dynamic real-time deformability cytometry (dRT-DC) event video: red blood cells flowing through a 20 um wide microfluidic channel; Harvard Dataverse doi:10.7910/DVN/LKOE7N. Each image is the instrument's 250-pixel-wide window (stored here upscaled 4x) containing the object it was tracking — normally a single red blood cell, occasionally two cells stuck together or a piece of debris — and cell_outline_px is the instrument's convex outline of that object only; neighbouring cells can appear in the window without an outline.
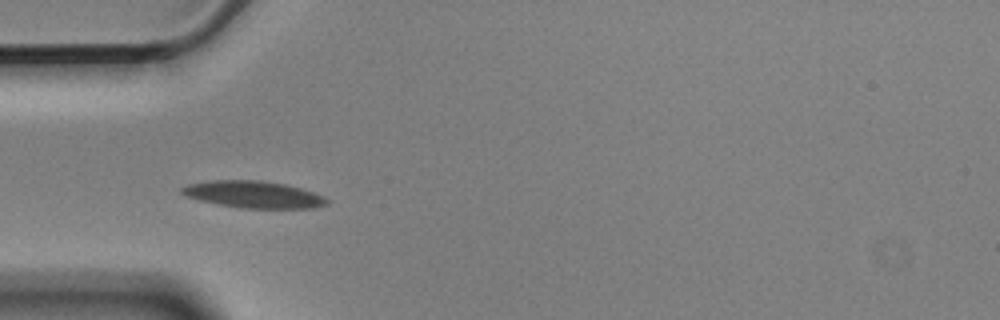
{"species": "Egyptian fruit bat (a non-hibernating species)", "species_latin": "Rousettus aegyptiacus", "temperature_condition": "cold", "stored_images_in_passage": 40, "camera_frame_rate_fps": 3000, "um_per_image_px": 0.085, "animal": {"sex": "male"}, "frame": {"image": 1, "passage_image": 1, "time_ms": 0.0, "image_size_px": [1000, 320], "cell_outline_px": [[328, 204], [312, 208], [240, 208], [200, 200], [188, 196], [180, 192], [180, 188], [188, 184], [216, 180], [260, 180], [284, 184], [300, 188], [324, 196], [328, 200]], "centroid_in_image_um": [21.56, 16.53], "position_along_channel_um": 63.4, "area_um2": 22.48}}
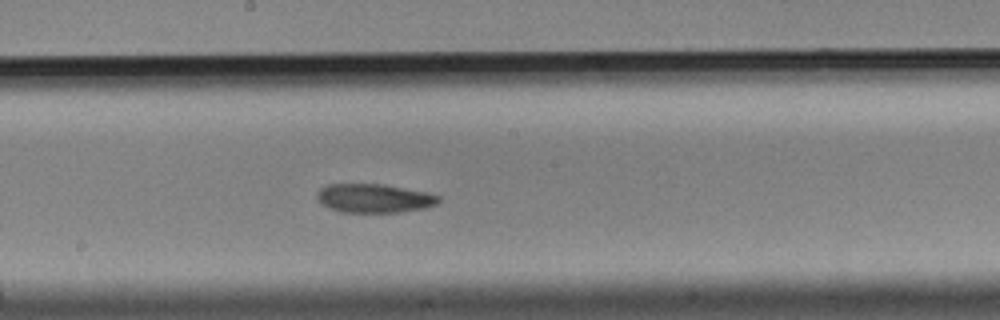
{"frame": {"image": 2, "passage_image": 14, "time_ms": 4.333, "image_size_px": [1000, 320], "cell_outline_px": [[440, 200], [436, 204], [424, 208], [400, 212], [340, 212], [328, 208], [316, 196], [320, 188], [328, 184], [384, 184], [428, 192], [440, 196]], "centroid_in_image_um": [31.82, 16.85], "position_along_channel_um": 216.4, "area_um2": 20.4}}
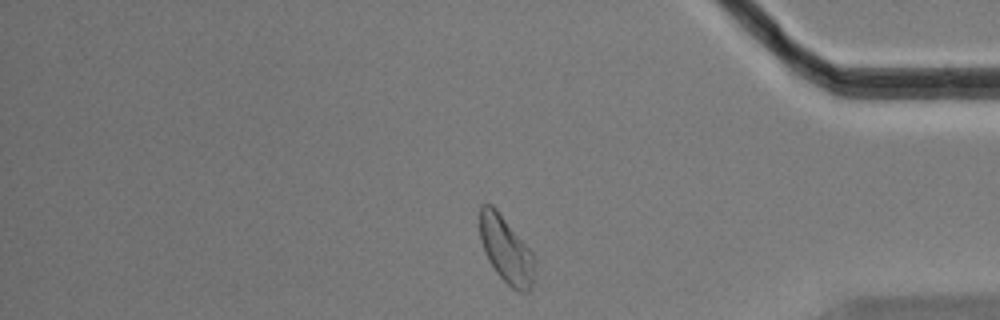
{"frame": {"image": 3, "passage_image": 31, "time_ms": 10.0, "image_size_px": [1000, 320], "cell_outline_px": [[536, 264], [532, 280], [528, 292], [520, 292], [512, 288], [496, 272], [488, 260], [484, 252], [480, 240], [480, 204], [492, 204], [496, 208], [536, 256]], "centroid_in_image_um": [43.02, 21.21], "position_along_channel_um": 392.2, "area_um2": 21.33}, "authors_computed_cell_mechanics": {"area_um2": 21.3282, "velocity_mm_per_s": 3.5433, "shape_relaxation_time_tau1_ms": 3.3322, "shape_relaxation_time_tau2_ms": 4.8714, "deformation_change_tau1": 0.1177, "deformation_change_tau2": 0.0936}}